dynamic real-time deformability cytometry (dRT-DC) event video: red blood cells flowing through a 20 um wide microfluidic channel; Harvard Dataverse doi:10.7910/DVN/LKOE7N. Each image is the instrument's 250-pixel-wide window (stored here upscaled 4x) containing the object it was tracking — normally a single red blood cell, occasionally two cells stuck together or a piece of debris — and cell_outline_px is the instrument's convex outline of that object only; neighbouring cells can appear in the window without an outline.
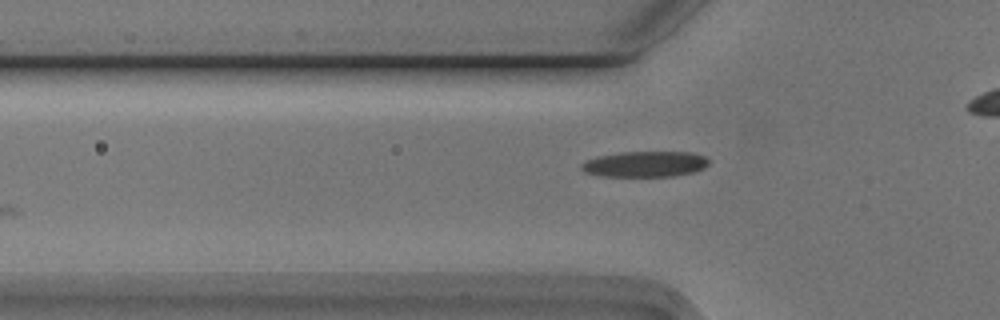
{"species": "Egyptian fruit bat (a non-hibernating species)", "species_latin": "Rousettus aegyptiacus", "temperature_condition": "cold", "stored_images_in_passage": 16, "camera_frame_rate_fps": 3000, "um_per_image_px": 0.085, "animal": {"sex": "male"}, "frame": {"image": 1, "passage_image": 4, "time_ms": 1.0, "image_size_px": [1000, 320], "cell_outline_px": [[708, 164], [704, 168], [692, 172], [672, 176], [600, 176], [584, 172], [580, 168], [580, 164], [588, 160], [600, 156], [624, 152], [692, 152], [704, 156], [708, 160]], "centroid_in_image_um": [54.82, 13.95], "position_along_channel_um": 71.0, "area_um2": 18.9}}
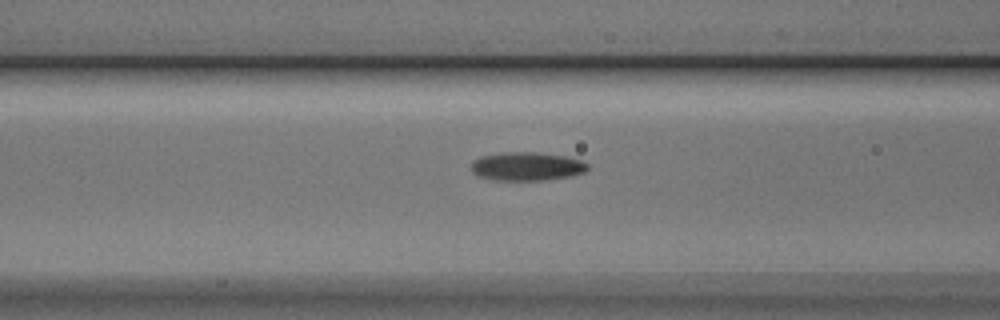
{"frame": {"image": 2, "passage_image": 8, "time_ms": 2.333, "image_size_px": [1000, 320], "cell_outline_px": [[588, 168], [584, 172], [572, 176], [544, 180], [492, 180], [476, 176], [472, 172], [472, 160], [480, 156], [504, 152], [536, 152], [564, 156], [580, 160], [588, 164]], "centroid_in_image_um": [44.74, 14.14], "position_along_channel_um": 121.9, "area_um2": 19.48}}
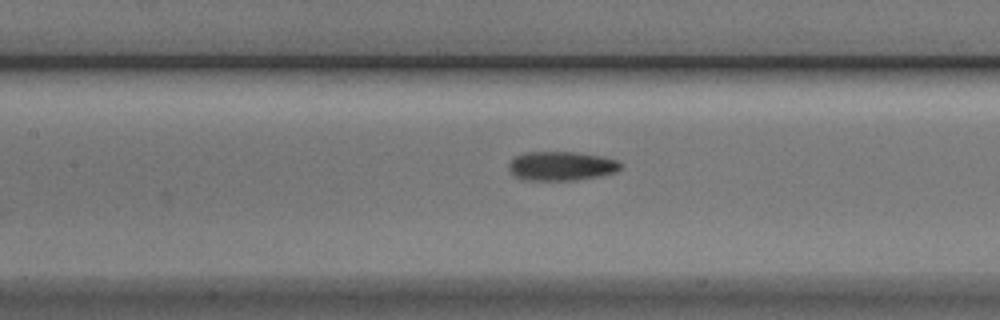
{"frame": {"image": 3, "passage_image": 11, "time_ms": 3.333, "image_size_px": [1000, 320], "cell_outline_px": [[620, 168], [616, 172], [600, 176], [576, 180], [524, 180], [512, 176], [508, 168], [508, 164], [516, 156], [524, 152], [572, 152], [600, 156], [616, 160], [620, 164]], "centroid_in_image_um": [47.65, 14.12], "position_along_channel_um": 159.7, "area_um2": 18.96}}